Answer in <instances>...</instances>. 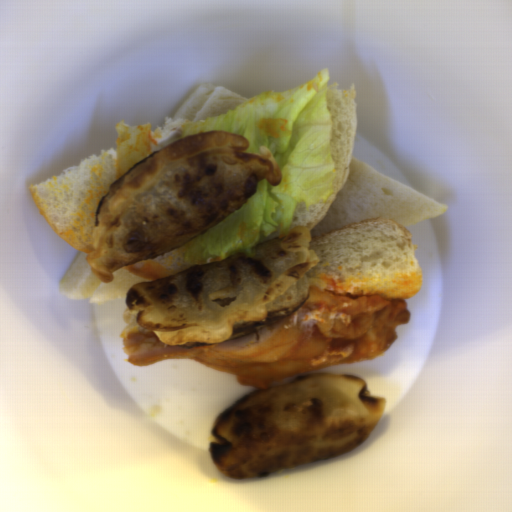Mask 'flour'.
<instances>
[{"label":"flour","mask_w":512,"mask_h":512,"mask_svg":"<svg viewBox=\"0 0 512 512\" xmlns=\"http://www.w3.org/2000/svg\"><path fill=\"white\" fill-rule=\"evenodd\" d=\"M386 398L348 372H315L249 392L220 411L208 443L221 473L269 476L354 450L382 419Z\"/></svg>","instance_id":"flour-3"},{"label":"flour","mask_w":512,"mask_h":512,"mask_svg":"<svg viewBox=\"0 0 512 512\" xmlns=\"http://www.w3.org/2000/svg\"><path fill=\"white\" fill-rule=\"evenodd\" d=\"M310 227L260 243L215 263L140 281L126 293L138 324L173 347L229 339L278 321L308 302V275L320 261Z\"/></svg>","instance_id":"flour-2"},{"label":"flour","mask_w":512,"mask_h":512,"mask_svg":"<svg viewBox=\"0 0 512 512\" xmlns=\"http://www.w3.org/2000/svg\"><path fill=\"white\" fill-rule=\"evenodd\" d=\"M208 131L175 141L135 163L98 201L87 265L110 283L118 269L146 261L206 233L239 210L282 171L264 145Z\"/></svg>","instance_id":"flour-1"}]
</instances>
